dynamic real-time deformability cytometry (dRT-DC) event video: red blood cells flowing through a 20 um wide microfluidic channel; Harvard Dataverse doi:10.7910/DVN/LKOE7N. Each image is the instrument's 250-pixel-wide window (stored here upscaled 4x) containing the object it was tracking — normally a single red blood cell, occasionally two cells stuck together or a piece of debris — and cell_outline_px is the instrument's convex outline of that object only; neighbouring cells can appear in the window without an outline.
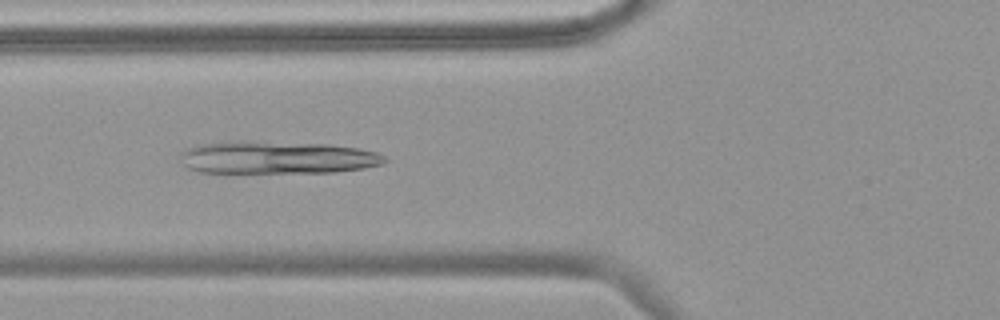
{"species": "common noctule bat (a hibernating species)", "species_latin": "Nyctalus noctula", "temperature_condition": "warm", "stored_images_in_passage": 58, "camera_frame_rate_fps": 3000, "um_per_image_px": 0.085, "animal": {"sex": "female", "body_mass_g": 18.4}, "frame": {"image": 1, "passage_image": 23, "time_ms": 7.333, "image_size_px": [1000, 320], "cell_outline_px": [[388, 160], [384, 164], [364, 168], [336, 172], [200, 172], [188, 168], [184, 164], [180, 156], [180, 152], [188, 148], [200, 144], [328, 144], [356, 148], [376, 152], [384, 156]], "centroid_in_image_um": [23.65, 13.44], "position_along_channel_um": 102.1, "area_um2": 37.05}}
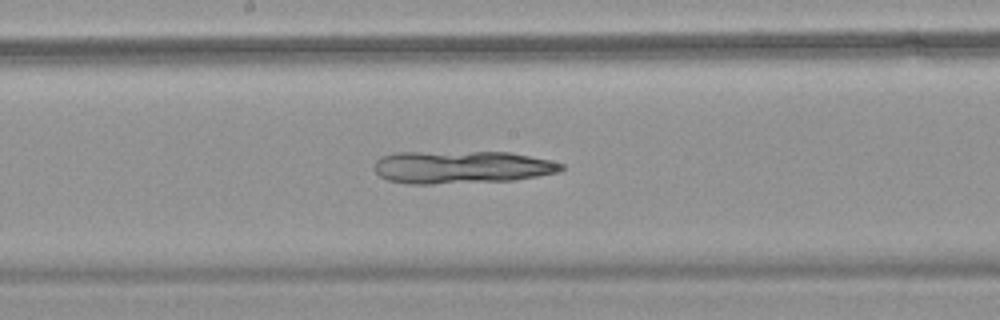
{"frame": {"image": 2, "passage_image": 32, "time_ms": 10.333, "image_size_px": [1000, 320], "cell_outline_px": [[564, 168], [556, 172], [536, 176], [512, 180], [432, 184], [408, 184], [388, 180], [380, 176], [372, 168], [376, 160], [380, 156], [396, 152], [508, 152], [548, 160], [564, 164]], "centroid_in_image_um": [39.15, 14.2], "position_along_channel_um": 209.1, "area_um2": 35.55}}
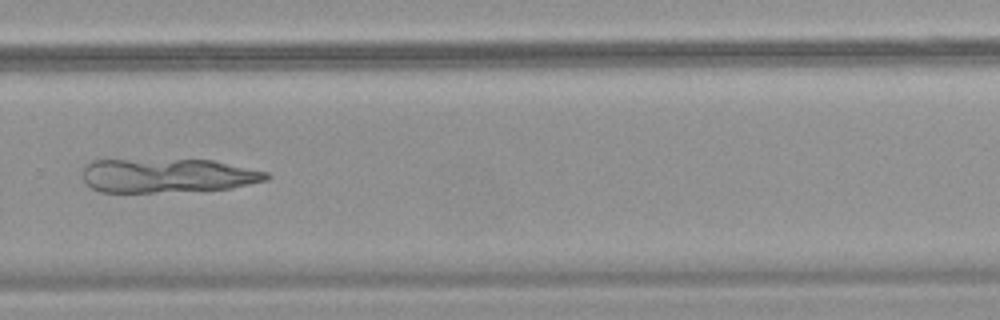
{"frame": {"image": 3, "passage_image": 41, "time_ms": 13.333, "image_size_px": [1000, 320], "cell_outline_px": [[272, 176], [268, 180], [228, 188], [152, 192], [100, 192], [92, 188], [84, 180], [84, 168], [92, 160], [212, 160], [268, 172]], "centroid_in_image_um": [14.25, 14.92], "position_along_channel_um": 315.5, "area_um2": 36.01}}